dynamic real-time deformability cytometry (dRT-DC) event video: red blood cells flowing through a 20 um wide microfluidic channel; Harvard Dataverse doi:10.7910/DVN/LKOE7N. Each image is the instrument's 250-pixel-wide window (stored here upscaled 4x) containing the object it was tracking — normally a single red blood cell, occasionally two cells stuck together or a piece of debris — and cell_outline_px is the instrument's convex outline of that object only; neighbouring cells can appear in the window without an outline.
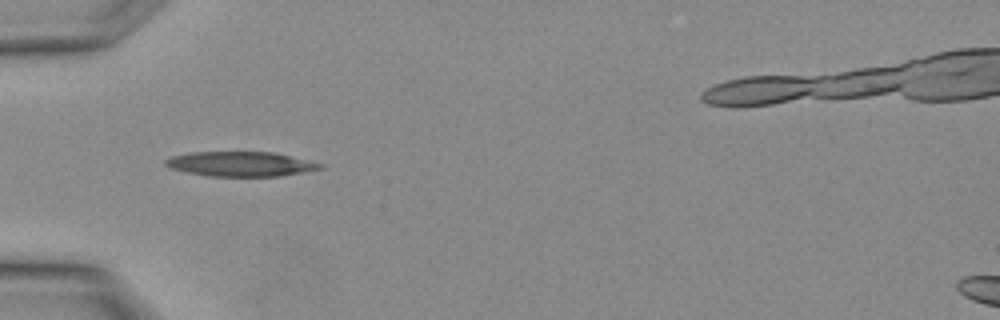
{"species": "Egyptian fruit bat (a non-hibernating species)", "species_latin": "Rousettus aegyptiacus", "temperature_condition": "warm", "stored_images_in_passage": 2, "camera_frame_rate_fps": 3000, "um_per_image_px": 0.085, "animal": {"sex": "female"}, "frame": {"image": 1, "passage_image": 2, "time_ms": 0.333, "image_size_px": [1000, 320], "cell_outline_px": [[324, 168], [280, 176], [208, 176], [168, 168], [164, 164], [164, 160], [172, 156], [188, 152], [276, 152], [324, 164]], "centroid_in_image_um": [20.44, 13.93], "position_along_channel_um": 64.6, "area_um2": 22.37}}